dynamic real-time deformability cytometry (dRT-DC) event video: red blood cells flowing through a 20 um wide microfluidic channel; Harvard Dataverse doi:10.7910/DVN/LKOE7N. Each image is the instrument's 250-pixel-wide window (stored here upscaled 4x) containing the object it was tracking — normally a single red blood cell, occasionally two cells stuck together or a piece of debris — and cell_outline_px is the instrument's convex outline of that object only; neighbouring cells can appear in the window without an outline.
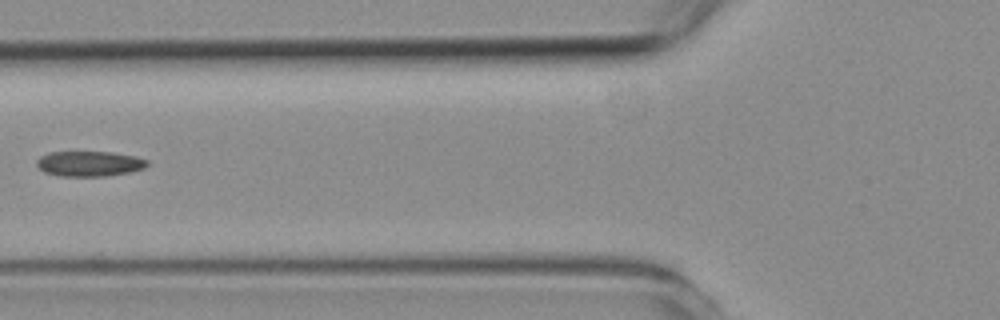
{"species": "common noctule bat (a hibernating species)", "species_latin": "Nyctalus noctula", "temperature_condition": "room temperature", "stored_images_in_passage": 2, "camera_frame_rate_fps": 3000, "um_per_image_px": 0.085, "animal": {"sex": "female", "body_mass_g": 19.3, "forearm_length_mm": 54.1}, "frame": {"image": 1, "passage_image": 2, "time_ms": 1.0, "image_size_px": [1000, 320], "cell_outline_px": [[148, 164], [144, 168], [132, 172], [104, 176], [60, 176], [44, 172], [36, 164], [36, 160], [40, 156], [48, 152], [112, 152], [136, 156], [148, 160]], "centroid_in_image_um": [7.6, 13.91], "position_along_channel_um": 118.2, "area_um2": 16.36}}